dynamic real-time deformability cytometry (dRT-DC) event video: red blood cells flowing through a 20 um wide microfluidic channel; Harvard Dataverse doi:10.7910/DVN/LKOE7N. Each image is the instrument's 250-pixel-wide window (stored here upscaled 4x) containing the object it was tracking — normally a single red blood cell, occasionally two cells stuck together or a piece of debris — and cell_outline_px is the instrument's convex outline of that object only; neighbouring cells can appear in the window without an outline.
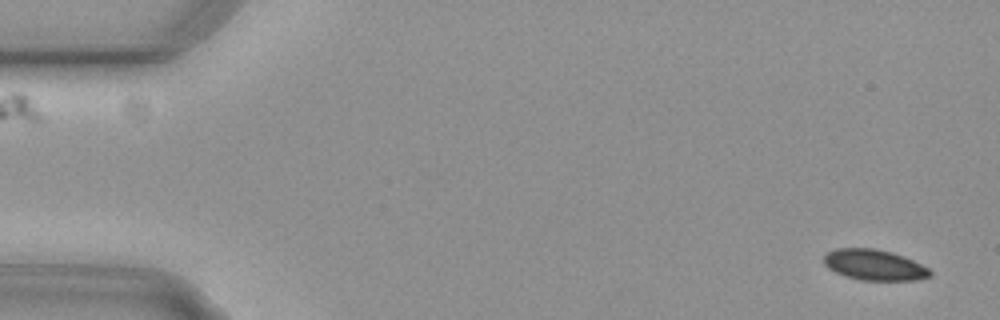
{"species": "common noctule bat (a hibernating species)", "species_latin": "Nyctalus noctula", "temperature_condition": "cold", "stored_images_in_passage": 2, "segment_of_instrument_passage": [2, 2], "camera_frame_rate_fps": 3000, "um_per_image_px": 0.085, "animal": {"sex": "female", "body_mass_g": 29.2, "forearm_length_mm": 56.3}, "frame": {"image": 1, "passage_image": 2, "time_ms": 0.333, "image_size_px": [1000, 320], "cell_outline_px": [[932, 276], [916, 280], [860, 280], [844, 276], [828, 268], [824, 264], [824, 256], [828, 252], [836, 248], [876, 248], [892, 252], [904, 256], [928, 268], [932, 272]], "centroid_in_image_um": [74.31, 22.51], "position_along_channel_um": 10.7, "area_um2": 19.07}}